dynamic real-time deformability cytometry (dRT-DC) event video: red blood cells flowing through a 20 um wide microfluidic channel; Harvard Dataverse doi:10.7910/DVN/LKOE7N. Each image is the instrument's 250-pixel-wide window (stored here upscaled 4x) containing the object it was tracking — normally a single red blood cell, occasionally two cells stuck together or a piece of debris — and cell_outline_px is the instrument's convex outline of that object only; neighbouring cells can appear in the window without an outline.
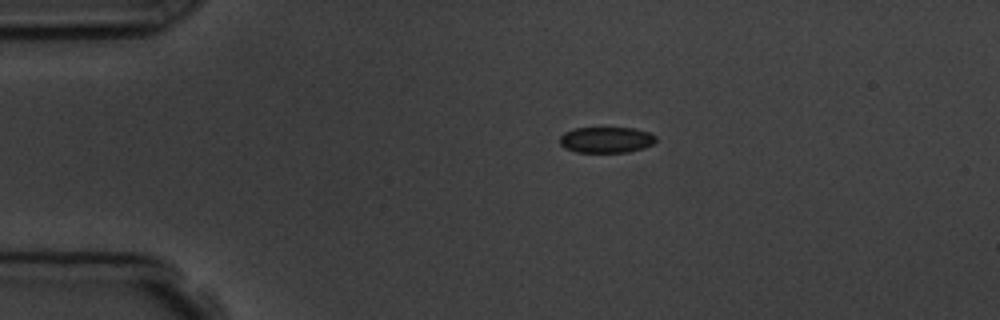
{"species": "common noctule bat (a hibernating species)", "species_latin": "Nyctalus noctula", "temperature_condition": "room temperature", "stored_images_in_passage": 8, "camera_frame_rate_fps": 3000, "um_per_image_px": 0.085, "animal": {"sex": "male", "body_mass_g": 19.5, "forearm_length_mm": 54.6}, "frame": {"image": 1, "passage_image": 3, "time_ms": 2.333, "image_size_px": [1000, 320], "cell_outline_px": [[656, 140], [652, 144], [644, 148], [628, 152], [576, 152], [564, 148], [560, 144], [560, 136], [564, 132], [576, 128], [632, 128], [648, 132], [656, 136]], "centroid_in_image_um": [51.52, 11.89], "position_along_channel_um": 33.5, "area_um2": 14.51}}
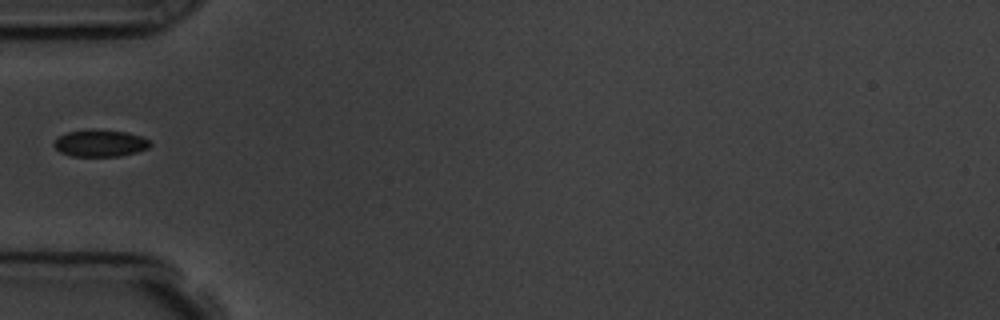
{"frame": {"image": 2, "passage_image": 5, "time_ms": 4.667, "image_size_px": [1000, 320], "cell_outline_px": [[152, 144], [148, 148], [136, 152], [120, 156], [72, 156], [60, 152], [52, 144], [60, 136], [68, 132], [92, 128], [96, 128], [128, 132], [140, 136], [148, 140]], "centroid_in_image_um": [8.52, 12.16], "position_along_channel_um": 76.5, "area_um2": 15.2}}
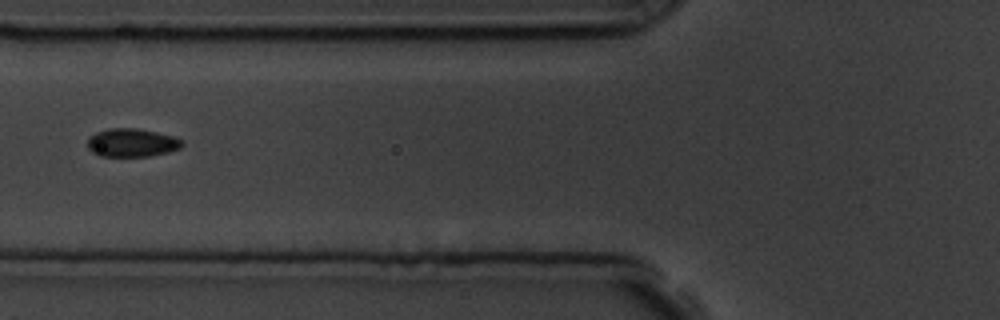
{"frame": {"image": 3, "passage_image": 6, "time_ms": 5.667, "image_size_px": [1000, 320], "cell_outline_px": [[184, 144], [180, 148], [168, 152], [148, 156], [100, 156], [92, 152], [88, 148], [88, 140], [96, 132], [112, 128], [136, 128], [156, 132], [172, 136], [184, 140]], "centroid_in_image_um": [11.23, 12.13], "position_along_channel_um": 114.6, "area_um2": 15.49}}